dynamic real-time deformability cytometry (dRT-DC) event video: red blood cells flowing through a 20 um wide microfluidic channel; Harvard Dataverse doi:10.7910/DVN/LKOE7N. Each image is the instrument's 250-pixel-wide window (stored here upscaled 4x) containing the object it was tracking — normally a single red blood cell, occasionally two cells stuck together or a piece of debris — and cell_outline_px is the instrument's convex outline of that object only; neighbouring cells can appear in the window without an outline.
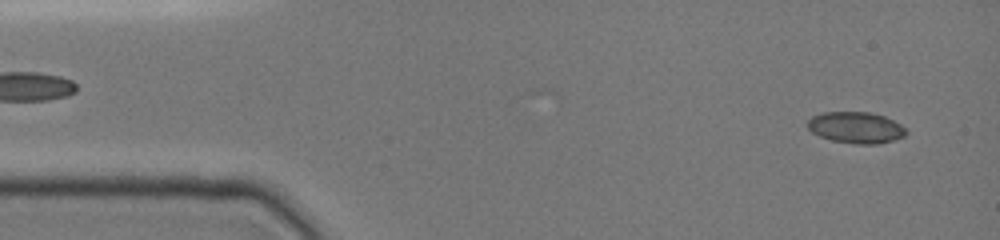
{"species": "common noctule bat (a hibernating species)", "species_latin": "Nyctalus noctula", "temperature_condition": "cold", "stored_images_in_passage": 22, "camera_frame_rate_fps": 3000, "um_per_image_px": 0.085, "animal": {"sex": "female", "body_mass_g": 19.0, "forearm_length_mm": 51.5}, "frame": {"image": 1, "passage_image": 2, "time_ms": 0.333, "image_size_px": [1000, 240], "cell_outline_px": [[908, 132], [904, 136], [892, 140], [876, 144], [856, 144], [832, 140], [820, 136], [812, 132], [808, 128], [808, 120], [812, 116], [824, 112], [868, 112], [884, 116], [900, 124]], "centroid_in_image_um": [72.74, 10.84], "position_along_channel_um": 12.3, "area_um2": 17.8}}
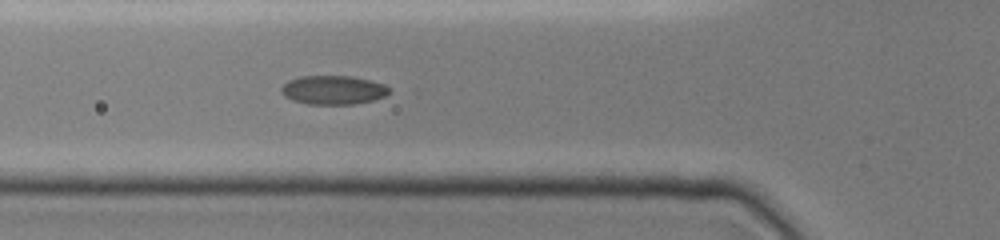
{"frame": {"image": 2, "passage_image": 16, "time_ms": 5.0, "image_size_px": [1000, 240], "cell_outline_px": [[392, 88], [384, 96], [372, 100], [352, 104], [308, 104], [292, 100], [284, 96], [280, 92], [280, 88], [288, 80], [300, 76], [352, 76], [372, 80], [384, 84]], "centroid_in_image_um": [28.31, 7.64], "position_along_channel_um": 97.5, "area_um2": 18.26}}
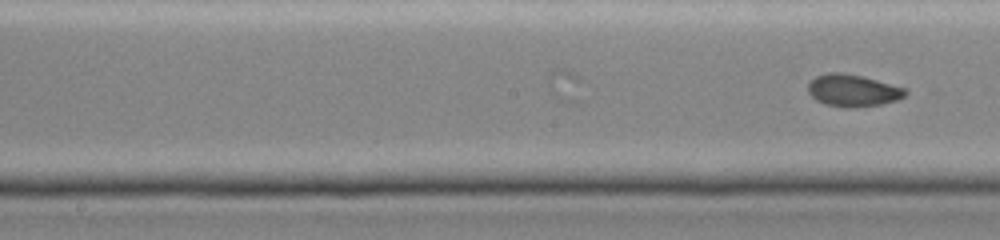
{"frame": {"image": 3, "passage_image": 22, "time_ms": 7.0, "image_size_px": [1000, 240], "cell_outline_px": [[908, 92], [904, 96], [896, 100], [880, 104], [856, 108], [844, 108], [824, 104], [816, 100], [808, 92], [808, 84], [816, 76], [828, 72], [844, 72], [864, 76], [908, 88]], "centroid_in_image_um": [72.51, 7.68], "position_along_channel_um": 175.7, "area_um2": 18.55}}